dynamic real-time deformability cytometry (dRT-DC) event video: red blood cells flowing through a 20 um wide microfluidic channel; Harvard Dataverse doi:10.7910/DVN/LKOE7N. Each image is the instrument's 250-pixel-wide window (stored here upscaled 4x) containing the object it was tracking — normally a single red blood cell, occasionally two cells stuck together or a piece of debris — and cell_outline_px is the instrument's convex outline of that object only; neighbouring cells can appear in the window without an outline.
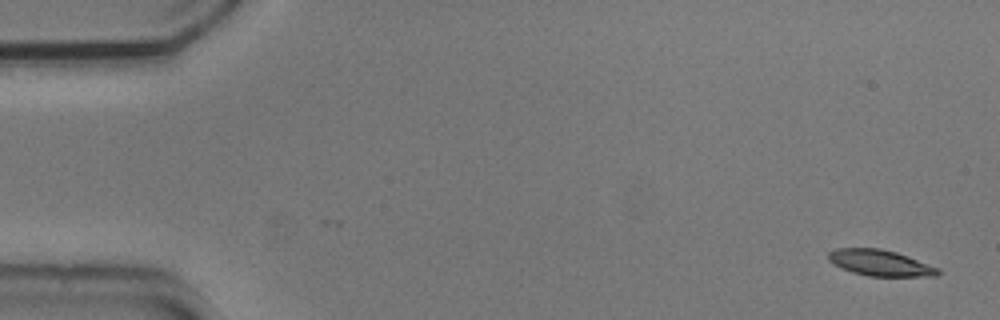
{"species": "common noctule bat (a hibernating species)", "species_latin": "Nyctalus noctula", "temperature_condition": "cold", "stored_images_in_passage": 8, "camera_frame_rate_fps": 3000, "um_per_image_px": 0.085, "animal": {"sex": "male", "body_mass_g": 20.5, "forearm_length_mm": 52.5}, "frame": {"image": 1, "passage_image": 1, "time_ms": 0.0, "image_size_px": [1000, 320], "cell_outline_px": [[940, 272], [936, 276], [868, 276], [852, 272], [832, 264], [828, 260], [828, 252], [836, 248], [880, 248], [896, 252], [940, 268]], "centroid_in_image_um": [74.79, 22.34], "position_along_channel_um": 10.2, "area_um2": 16.65}}